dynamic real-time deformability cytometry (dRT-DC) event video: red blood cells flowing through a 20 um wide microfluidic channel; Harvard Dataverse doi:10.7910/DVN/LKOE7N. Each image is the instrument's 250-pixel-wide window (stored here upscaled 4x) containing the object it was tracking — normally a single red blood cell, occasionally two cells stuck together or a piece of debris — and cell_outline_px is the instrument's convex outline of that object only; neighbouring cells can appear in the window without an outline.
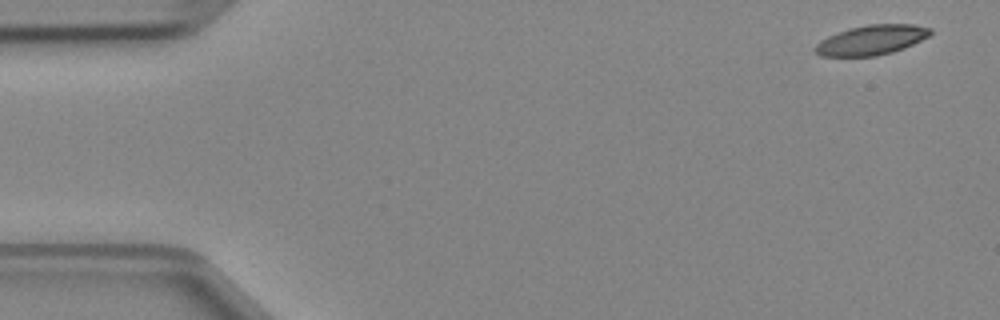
{"species": "Egyptian fruit bat (a non-hibernating species)", "species_latin": "Rousettus aegyptiacus", "temperature_condition": "cold", "stored_images_in_passage": 4, "camera_frame_rate_fps": 3000, "um_per_image_px": 0.085, "animal": {"sex": "female"}, "frame": {"image": 1, "passage_image": 1, "time_ms": 0.0, "image_size_px": [1000, 320], "cell_outline_px": [[932, 32], [928, 36], [904, 48], [892, 52], [876, 56], [820, 56], [812, 48], [820, 40], [828, 36], [848, 28], [868, 24], [912, 24], [932, 28]], "centroid_in_image_um": [74.05, 3.4], "position_along_channel_um": 11.0, "area_um2": 20.0}}
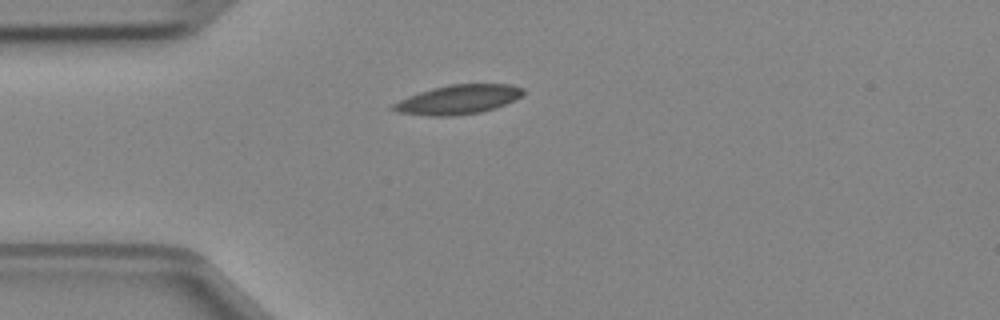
{"frame": {"image": 2, "passage_image": 3, "time_ms": 0.667, "image_size_px": [1000, 320], "cell_outline_px": [[524, 92], [516, 100], [496, 108], [480, 112], [452, 116], [428, 116], [396, 112], [388, 108], [392, 104], [408, 96], [432, 88], [452, 84], [512, 84], [524, 88]], "centroid_in_image_um": [38.94, 8.46], "position_along_channel_um": 46.1, "area_um2": 22.31}}